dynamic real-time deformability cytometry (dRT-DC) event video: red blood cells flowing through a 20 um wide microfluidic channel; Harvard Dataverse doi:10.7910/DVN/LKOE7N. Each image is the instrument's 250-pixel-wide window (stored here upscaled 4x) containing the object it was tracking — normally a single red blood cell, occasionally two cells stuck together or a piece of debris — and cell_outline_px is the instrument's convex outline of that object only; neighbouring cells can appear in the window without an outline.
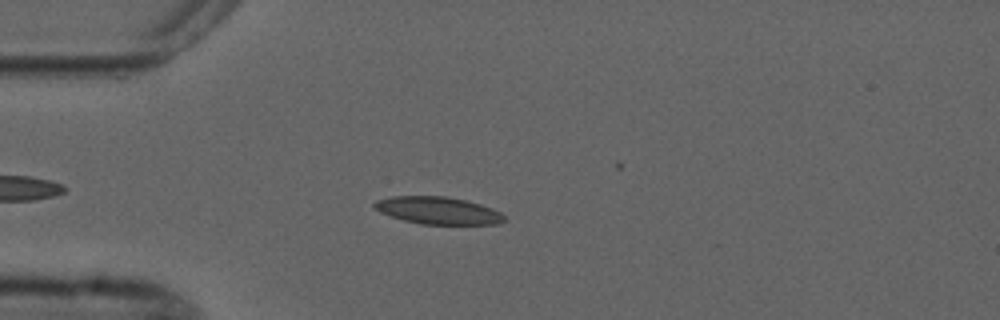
{"species": "common noctule bat (a hibernating species)", "species_latin": "Nyctalus noctula", "temperature_condition": "cold", "stored_images_in_passage": 4, "camera_frame_rate_fps": 3000, "um_per_image_px": 0.085, "animal": {"sex": "male", "forearm_length_mm": 52.5}, "frame": {"image": 1, "passage_image": 2, "time_ms": 1.333, "image_size_px": [1000, 320], "cell_outline_px": [[504, 220], [496, 224], [420, 224], [404, 220], [380, 212], [372, 208], [372, 204], [376, 200], [392, 196], [444, 196], [464, 200], [480, 204], [492, 208], [500, 212], [504, 216]], "centroid_in_image_um": [37.18, 17.89], "position_along_channel_um": 47.8, "area_um2": 20.58}}
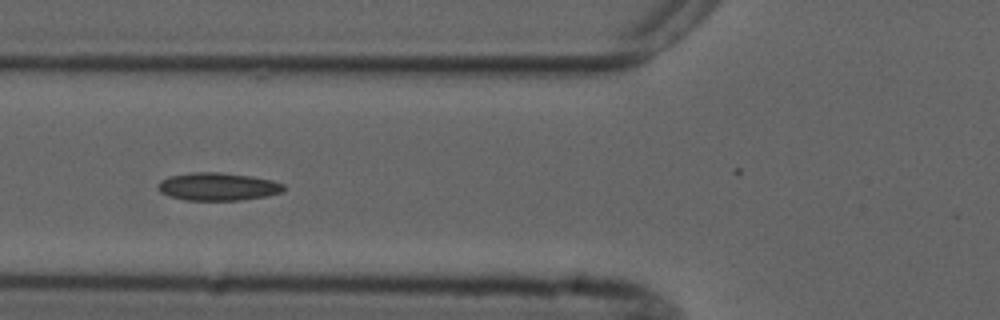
{"frame": {"image": 2, "passage_image": 4, "time_ms": 3.333, "image_size_px": [1000, 320], "cell_outline_px": [[284, 192], [268, 196], [240, 200], [184, 200], [168, 196], [160, 192], [160, 180], [168, 176], [192, 172], [220, 172], [252, 176], [272, 180], [284, 184]], "centroid_in_image_um": [18.54, 15.86], "position_along_channel_um": 107.3, "area_um2": 20.52}}